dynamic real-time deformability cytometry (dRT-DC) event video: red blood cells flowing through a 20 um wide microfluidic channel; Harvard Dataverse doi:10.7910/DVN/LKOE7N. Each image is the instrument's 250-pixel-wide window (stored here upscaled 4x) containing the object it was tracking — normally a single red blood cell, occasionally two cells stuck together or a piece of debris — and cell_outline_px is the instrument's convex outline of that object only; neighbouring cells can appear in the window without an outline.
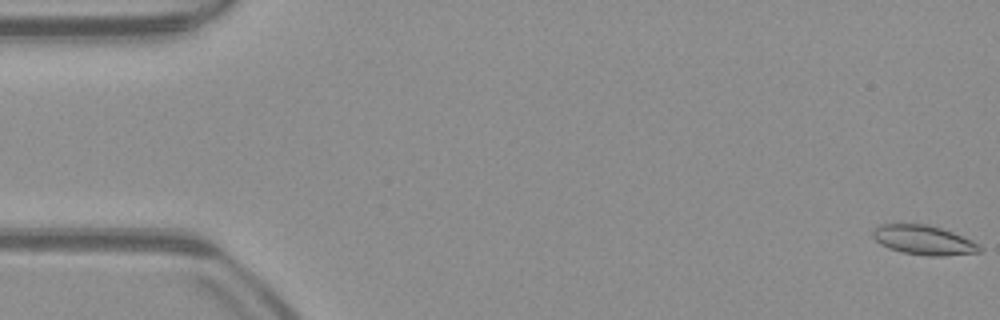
{"species": "common noctule bat (a hibernating species)", "species_latin": "Nyctalus noctula", "temperature_condition": "warm", "stored_images_in_passage": 53, "camera_frame_rate_fps": 3000, "um_per_image_px": 0.085, "animal": {"sex": "male", "body_mass_g": 23.1, "forearm_length_mm": 52.7}, "frame": {"image": 1, "passage_image": 1, "time_ms": 0.0, "image_size_px": [1000, 320], "cell_outline_px": [[984, 248], [980, 252], [944, 256], [928, 256], [900, 252], [888, 248], [880, 244], [872, 236], [872, 232], [880, 224], [928, 224], [952, 232], [972, 240], [980, 244]], "centroid_in_image_um": [78.54, 20.42], "position_along_channel_um": 6.5, "area_um2": 18.44}}
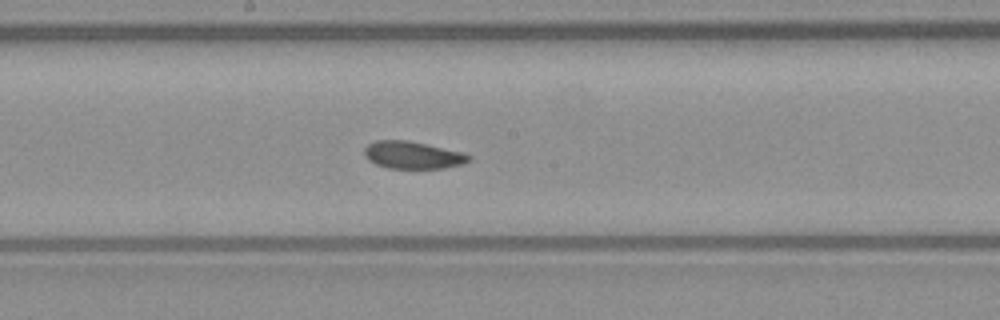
{"frame": {"image": 2, "passage_image": 28, "time_ms": 9.0, "image_size_px": [1000, 320], "cell_outline_px": [[472, 156], [464, 164], [444, 168], [388, 168], [376, 164], [368, 160], [364, 156], [364, 148], [368, 144], [376, 140], [408, 140], [464, 152]], "centroid_in_image_um": [35.08, 13.17], "position_along_channel_um": 213.1, "area_um2": 16.76}}
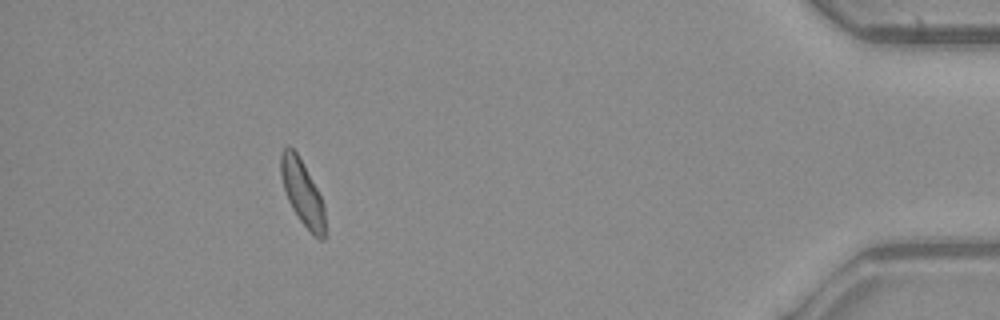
{"frame": {"image": 3, "passage_image": 48, "time_ms": 15.667, "image_size_px": [1000, 320], "cell_outline_px": [[324, 240], [320, 240], [300, 220], [292, 208], [288, 200], [280, 176], [280, 152], [288, 144], [296, 152], [316, 188], [324, 204]], "centroid_in_image_um": [25.66, 16.33], "position_along_channel_um": 409.5, "area_um2": 16.3}, "authors_computed_cell_mechanics": {"area_um2": 17.2822, "velocity_mm_per_s": 3.9189, "shape_relaxation_time_tau1_ms": 3.3388, "shape_relaxation_time_tau2_ms": 9.213, "deformation_change_tau1": 0.1017, "deformation_change_tau2": 0.1529}}